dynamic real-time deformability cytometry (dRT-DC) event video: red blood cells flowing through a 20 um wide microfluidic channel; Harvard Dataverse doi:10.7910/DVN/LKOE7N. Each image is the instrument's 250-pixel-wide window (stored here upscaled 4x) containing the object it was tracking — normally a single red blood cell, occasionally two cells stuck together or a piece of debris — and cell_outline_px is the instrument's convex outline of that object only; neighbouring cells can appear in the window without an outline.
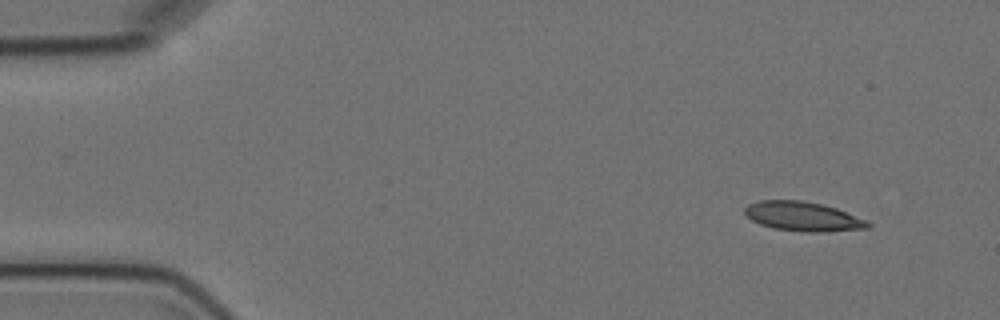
{"species": "Egyptian fruit bat (a non-hibernating species)", "species_latin": "Rousettus aegyptiacus", "temperature_condition": "cold", "stored_images_in_passage": 2, "camera_frame_rate_fps": 3000, "um_per_image_px": 0.085, "animal": {"sex": "female"}, "frame": {"image": 1, "passage_image": 2, "time_ms": 2.667, "image_size_px": [1000, 320], "cell_outline_px": [[872, 224], [868, 228], [816, 232], [812, 232], [772, 228], [760, 224], [744, 216], [744, 208], [748, 204], [760, 200], [800, 200], [820, 204], [836, 208], [868, 220]], "centroid_in_image_um": [68.22, 18.39], "position_along_channel_um": 16.8, "area_um2": 20.98}}